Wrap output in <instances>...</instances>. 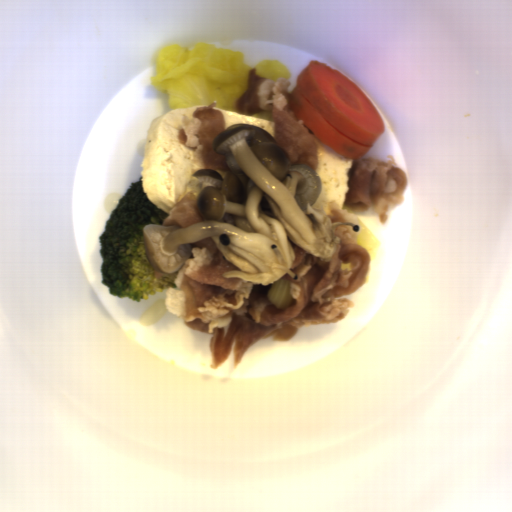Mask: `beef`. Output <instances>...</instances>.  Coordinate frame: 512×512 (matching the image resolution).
<instances>
[{
  "mask_svg": "<svg viewBox=\"0 0 512 512\" xmlns=\"http://www.w3.org/2000/svg\"><path fill=\"white\" fill-rule=\"evenodd\" d=\"M291 80L271 78L257 74L251 67L246 89L235 99L233 106L241 116L271 112L277 145L284 150L292 164H304L316 171L319 163L316 140L311 129L298 119L289 101Z\"/></svg>",
  "mask_w": 512,
  "mask_h": 512,
  "instance_id": "835553da",
  "label": "beef"
},
{
  "mask_svg": "<svg viewBox=\"0 0 512 512\" xmlns=\"http://www.w3.org/2000/svg\"><path fill=\"white\" fill-rule=\"evenodd\" d=\"M340 238L328 261L302 251L292 241L295 261L290 267L297 279L285 274L294 302L277 308L268 297L272 286L254 285L237 277H223L231 264L209 236L190 243V256L169 275L176 288L164 290L166 310L180 317L185 326L209 335L210 369H219L229 359L234 369L246 351L263 338L289 341L301 327L338 324L355 307L344 298L362 288L371 271L372 259L357 241L353 227L341 226Z\"/></svg>",
  "mask_w": 512,
  "mask_h": 512,
  "instance_id": "33117281",
  "label": "beef"
},
{
  "mask_svg": "<svg viewBox=\"0 0 512 512\" xmlns=\"http://www.w3.org/2000/svg\"><path fill=\"white\" fill-rule=\"evenodd\" d=\"M346 204L355 212L371 209L385 226L389 215L405 200L408 178L393 155L385 160L374 156L353 159L348 173Z\"/></svg>",
  "mask_w": 512,
  "mask_h": 512,
  "instance_id": "3709a7b0",
  "label": "beef"
},
{
  "mask_svg": "<svg viewBox=\"0 0 512 512\" xmlns=\"http://www.w3.org/2000/svg\"><path fill=\"white\" fill-rule=\"evenodd\" d=\"M216 100L196 107L192 119L180 116L179 143L194 152L195 161L204 169L231 172L226 164V155L218 154L213 147L214 138L226 129L221 111L215 110Z\"/></svg>",
  "mask_w": 512,
  "mask_h": 512,
  "instance_id": "2567d371",
  "label": "beef"
},
{
  "mask_svg": "<svg viewBox=\"0 0 512 512\" xmlns=\"http://www.w3.org/2000/svg\"><path fill=\"white\" fill-rule=\"evenodd\" d=\"M198 194L188 192L171 209L161 226L187 227L196 222H206L197 207Z\"/></svg>",
  "mask_w": 512,
  "mask_h": 512,
  "instance_id": "bafd7931",
  "label": "beef"
},
{
  "mask_svg": "<svg viewBox=\"0 0 512 512\" xmlns=\"http://www.w3.org/2000/svg\"><path fill=\"white\" fill-rule=\"evenodd\" d=\"M330 214H328L331 223H338V222H350L355 225H358L360 219L349 212L348 209H342L338 204H336L334 201L329 204Z\"/></svg>",
  "mask_w": 512,
  "mask_h": 512,
  "instance_id": "89bedb05",
  "label": "beef"
}]
</instances>
